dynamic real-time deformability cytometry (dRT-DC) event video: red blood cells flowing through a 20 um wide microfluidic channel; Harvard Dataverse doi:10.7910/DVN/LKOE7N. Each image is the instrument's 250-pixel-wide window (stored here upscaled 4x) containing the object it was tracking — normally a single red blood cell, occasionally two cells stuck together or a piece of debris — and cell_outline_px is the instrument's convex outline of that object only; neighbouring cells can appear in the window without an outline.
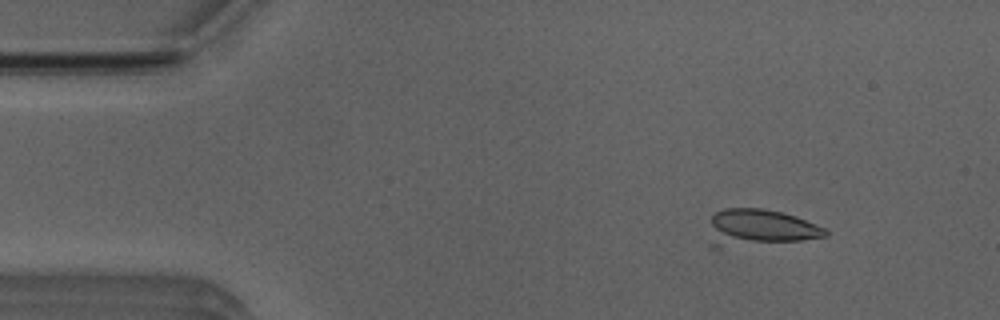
{"species": "Egyptian fruit bat (a non-hibernating species)", "species_latin": "Rousettus aegyptiacus", "temperature_condition": "room temperature", "stored_images_in_passage": 48, "camera_frame_rate_fps": 3000, "um_per_image_px": 0.085, "animal": {"sex": "male"}, "frame": {"image": 1, "passage_image": 3, "time_ms": 0.667, "image_size_px": [1000, 320], "cell_outline_px": [[828, 236], [800, 240], [720, 248], [712, 248], [708, 244], [712, 216], [716, 212], [724, 208], [764, 208], [796, 216], [824, 228], [828, 232]], "centroid_in_image_um": [64.5, 19.37], "position_along_channel_um": 20.5, "area_um2": 24.97}}
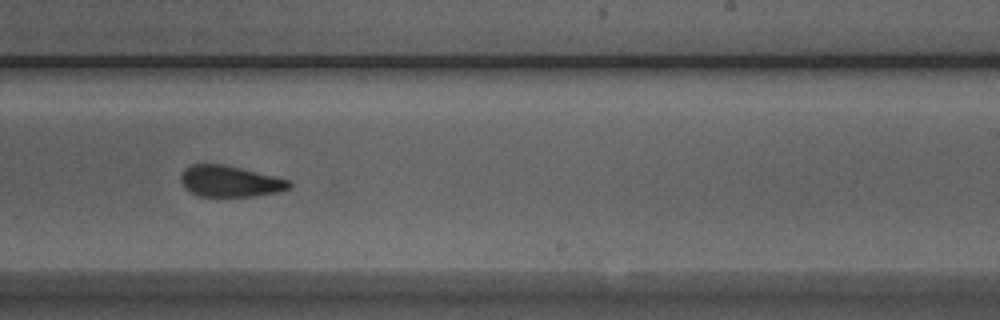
{"frame": {"image": 2, "passage_image": 28, "time_ms": 9.0, "image_size_px": [1000, 320], "cell_outline_px": [[292, 188], [280, 192], [256, 196], [200, 196], [184, 188], [180, 180], [180, 176], [184, 168], [192, 164], [220, 164], [240, 168], [288, 180], [292, 184]], "centroid_in_image_um": [19.53, 15.42], "position_along_channel_um": 269.5, "area_um2": 19.59}}
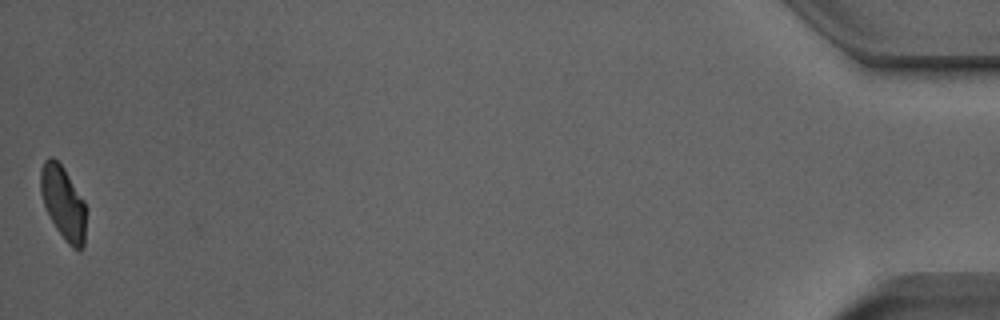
{"frame": {"image": 3, "passage_image": 48, "time_ms": 15.667, "image_size_px": [1000, 320], "cell_outline_px": [[88, 208], [84, 244], [80, 252], [72, 248], [64, 240], [56, 228], [44, 204], [40, 192], [40, 172], [44, 160], [52, 156], [64, 168], [84, 200]], "centroid_in_image_um": [5.42, 17.28], "position_along_channel_um": 429.8, "area_um2": 19.77}, "authors_computed_cell_mechanics": {"area_um2": 20.6346, "velocity_mm_per_s": 3.9593, "shape_relaxation_time_tau1_ms": 3.5052, "shape_relaxation_time_tau2_ms": 1.4872, "deformation_change_tau1": 0.1473, "deformation_change_tau2": 0.087}}